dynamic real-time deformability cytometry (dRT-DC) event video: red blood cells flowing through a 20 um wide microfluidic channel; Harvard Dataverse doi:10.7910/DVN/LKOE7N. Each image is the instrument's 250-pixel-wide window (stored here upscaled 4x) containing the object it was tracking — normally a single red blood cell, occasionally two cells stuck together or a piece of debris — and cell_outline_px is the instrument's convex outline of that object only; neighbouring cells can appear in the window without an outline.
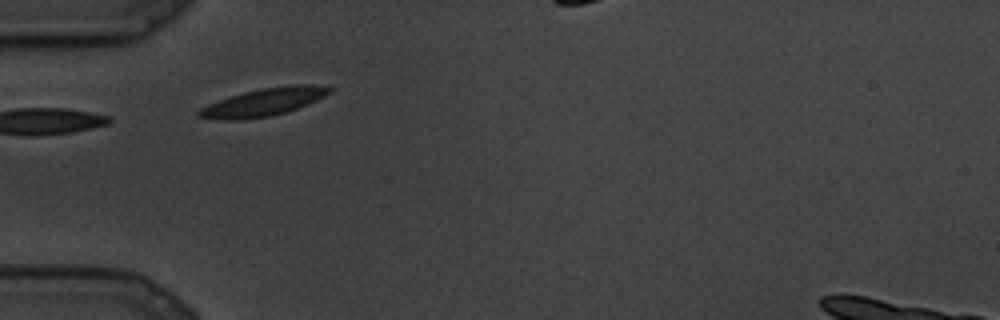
{"species": "common noctule bat (a hibernating species)", "species_latin": "Nyctalus noctula", "temperature_condition": "cold", "stored_images_in_passage": 6, "camera_frame_rate_fps": 3000, "um_per_image_px": 0.085, "animal": {"sex": "male", "body_mass_g": 19.5, "forearm_length_mm": 54.6}, "frame": {"image": 1, "passage_image": 1, "time_ms": 0.0, "image_size_px": [1000, 320], "cell_outline_px": [[336, 88], [332, 92], [316, 100], [296, 108], [284, 112], [268, 116], [240, 120], [220, 120], [196, 116], [196, 112], [200, 108], [208, 104], [244, 92], [260, 88], [292, 84], [308, 84]], "centroid_in_image_um": [22.4, 8.67], "position_along_channel_um": 62.6, "area_um2": 20.92}}
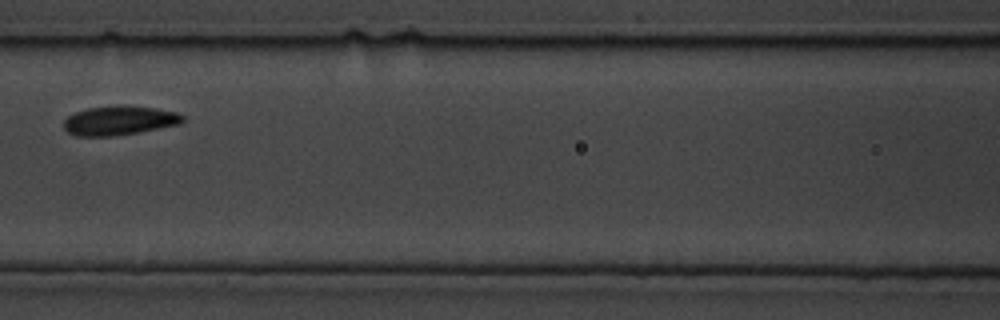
{"frame": {"image": 2, "passage_image": 5, "time_ms": 1.333, "image_size_px": [1000, 320], "cell_outline_px": [[184, 120], [180, 124], [136, 132], [112, 136], [76, 136], [68, 132], [64, 128], [64, 120], [68, 116], [76, 112], [88, 108], [120, 104], [124, 104], [156, 108], [176, 112], [184, 116]], "centroid_in_image_um": [10.14, 10.22], "position_along_channel_um": 156.5, "area_um2": 20.29}}